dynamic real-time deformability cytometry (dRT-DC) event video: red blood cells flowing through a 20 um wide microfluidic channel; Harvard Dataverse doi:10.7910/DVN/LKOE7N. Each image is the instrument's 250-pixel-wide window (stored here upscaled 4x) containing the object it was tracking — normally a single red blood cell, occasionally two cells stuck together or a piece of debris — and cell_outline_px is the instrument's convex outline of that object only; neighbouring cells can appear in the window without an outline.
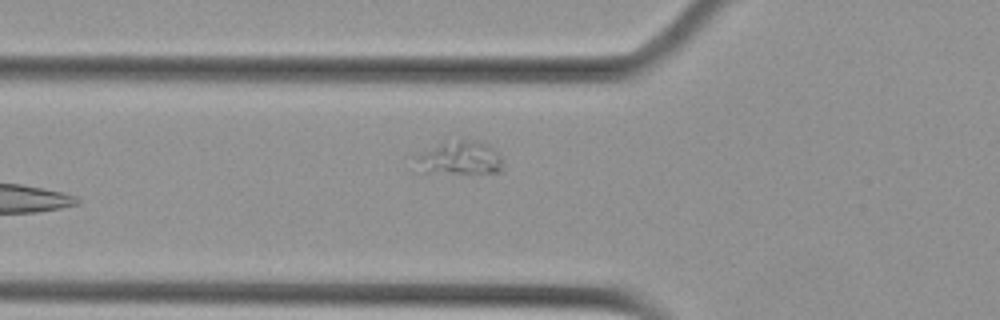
{"species": "Egyptian fruit bat (a non-hibernating species)", "species_latin": "Rousettus aegyptiacus", "temperature_condition": "cold", "stored_images_in_passage": 5, "camera_frame_rate_fps": 3000, "um_per_image_px": 0.085, "animal": {"sex": "female"}, "frame": {"image": 1, "passage_image": 5, "time_ms": 1.333, "image_size_px": [1000, 320], "cell_outline_px": [[504, 172], [412, 172], [412, 156], [444, 140], [476, 140], [488, 144], [504, 160]], "centroid_in_image_um": [38.96, 13.43], "position_along_channel_um": 86.8, "area_um2": 17.86}}